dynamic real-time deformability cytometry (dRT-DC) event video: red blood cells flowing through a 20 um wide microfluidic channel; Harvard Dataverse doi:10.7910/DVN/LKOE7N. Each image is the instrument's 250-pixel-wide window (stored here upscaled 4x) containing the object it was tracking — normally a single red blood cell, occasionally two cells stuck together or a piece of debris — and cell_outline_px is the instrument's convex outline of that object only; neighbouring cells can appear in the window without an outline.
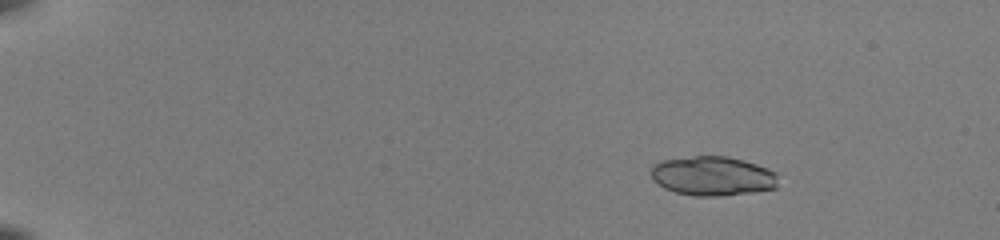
{"species": "common noctule bat (a hibernating species)", "species_latin": "Nyctalus noctula", "temperature_condition": "room temperature", "stored_images_in_passage": 45, "camera_frame_rate_fps": 3000, "um_per_image_px": 0.085, "animal": {"sex": "female", "body_mass_g": 22.0, "forearm_length_mm": 56.7}, "frame": {"image": 1, "passage_image": 1, "time_ms": 0.0, "image_size_px": [1000, 240], "cell_outline_px": [[776, 188], [752, 192], [720, 196], [696, 196], [676, 192], [664, 188], [652, 180], [652, 164], [664, 160], [696, 156], [728, 156], [744, 160], [768, 168], [776, 172]], "centroid_in_image_um": [60.57, 14.96], "position_along_channel_um": 24.4, "area_um2": 29.07}, "authors_computed_cell_mechanics": {"area_um2": 18.9006, "velocity_mm_per_s": 4.0173, "shape_relaxation_time_tau1_ms": 5.9512, "shape_relaxation_time_tau2_ms": 1.3517, "deformation_change_tau1": 0.1986, "deformation_change_tau2": 0.0957}}